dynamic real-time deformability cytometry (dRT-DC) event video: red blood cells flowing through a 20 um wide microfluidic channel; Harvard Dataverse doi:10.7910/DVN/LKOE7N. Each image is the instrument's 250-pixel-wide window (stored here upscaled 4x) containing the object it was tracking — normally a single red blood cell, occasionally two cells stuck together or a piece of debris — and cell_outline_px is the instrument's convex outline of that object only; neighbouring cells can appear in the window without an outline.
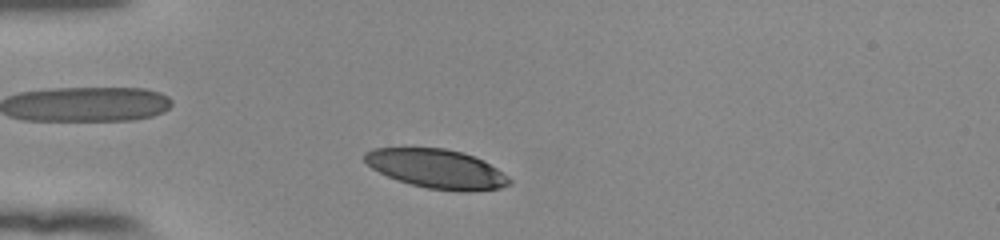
{"species": "human", "species_latin": "Homo sapiens", "temperature_condition": "room temperature", "stored_images_in_passage": 36, "camera_frame_rate_fps": 3000, "um_per_image_px": 0.085, "donor": {"sex": "female"}, "frame": {"image": 1, "passage_image": 2, "time_ms": 0.333, "image_size_px": [1000, 240], "cell_outline_px": [[512, 184], [500, 188], [468, 192], [460, 192], [428, 188], [412, 184], [388, 176], [372, 168], [364, 160], [364, 152], [372, 148], [444, 148], [460, 152], [484, 160], [508, 176], [512, 180]], "centroid_in_image_um": [37.15, 14.35], "position_along_channel_um": 47.8, "area_um2": 32.83}}
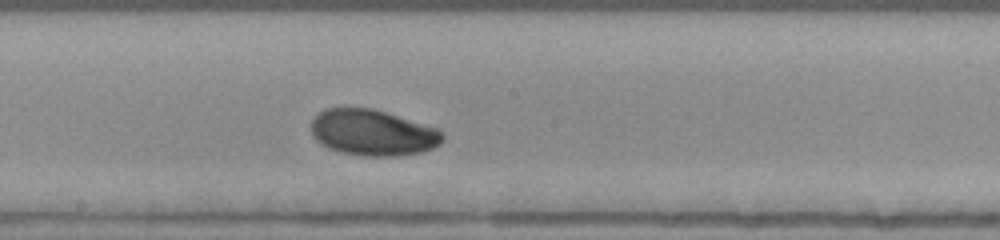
{"frame": {"image": 2, "passage_image": 17, "time_ms": 5.333, "image_size_px": [1000, 240], "cell_outline_px": [[444, 140], [440, 144], [432, 148], [420, 152], [396, 156], [364, 156], [340, 152], [328, 148], [320, 144], [312, 136], [312, 120], [324, 108], [372, 108], [436, 128], [444, 136]], "centroid_in_image_um": [31.65, 11.28], "position_along_channel_um": 216.5, "area_um2": 35.03}}
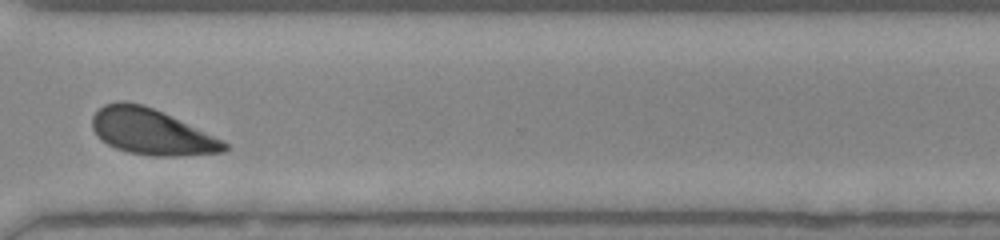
{"frame": {"image": 3, "passage_image": 28, "time_ms": 9.0, "image_size_px": [1000, 240], "cell_outline_px": [[228, 148], [224, 152], [180, 156], [156, 156], [128, 152], [116, 148], [100, 140], [96, 136], [92, 128], [92, 116], [104, 104], [120, 100], [124, 100], [140, 104], [152, 108], [224, 140], [228, 144]], "centroid_in_image_um": [12.84, 11.21], "position_along_channel_um": 357.8, "area_um2": 35.14}, "authors_computed_cell_mechanics": {"area_um2": 34.9112, "velocity_mm_per_s": 3.8328, "shape_relaxation_time_tau1_ms": 3.9827, "shape_relaxation_time_tau2_ms": null, "deformation_change_tau1": 0.1508, "deformation_change_tau2": null}}